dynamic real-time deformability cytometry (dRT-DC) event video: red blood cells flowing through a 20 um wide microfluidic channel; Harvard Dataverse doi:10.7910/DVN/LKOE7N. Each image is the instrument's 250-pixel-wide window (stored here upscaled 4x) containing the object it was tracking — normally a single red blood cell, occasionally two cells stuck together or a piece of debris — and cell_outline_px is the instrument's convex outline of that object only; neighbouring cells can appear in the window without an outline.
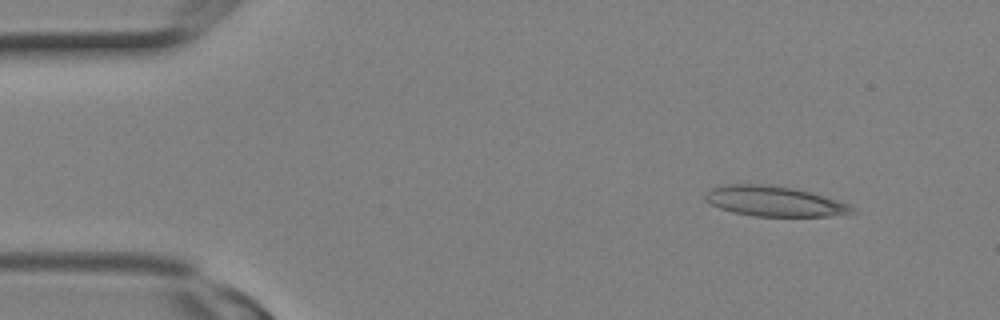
{"species": "Egyptian fruit bat (a non-hibernating species)", "species_latin": "Rousettus aegyptiacus", "temperature_condition": "room temperature", "stored_images_in_passage": 2, "camera_frame_rate_fps": 3000, "um_per_image_px": 0.085, "animal": {"sex": "female"}, "frame": {"image": 1, "passage_image": 1, "time_ms": 0.0, "image_size_px": [1000, 320], "cell_outline_px": [[856, 212], [828, 216], [752, 216], [732, 212], [720, 208], [704, 200], [704, 196], [708, 188], [724, 184], [760, 184], [792, 188], [812, 192], [848, 204]], "centroid_in_image_um": [65.74, 17.1], "position_along_channel_um": 19.3, "area_um2": 25.72}}